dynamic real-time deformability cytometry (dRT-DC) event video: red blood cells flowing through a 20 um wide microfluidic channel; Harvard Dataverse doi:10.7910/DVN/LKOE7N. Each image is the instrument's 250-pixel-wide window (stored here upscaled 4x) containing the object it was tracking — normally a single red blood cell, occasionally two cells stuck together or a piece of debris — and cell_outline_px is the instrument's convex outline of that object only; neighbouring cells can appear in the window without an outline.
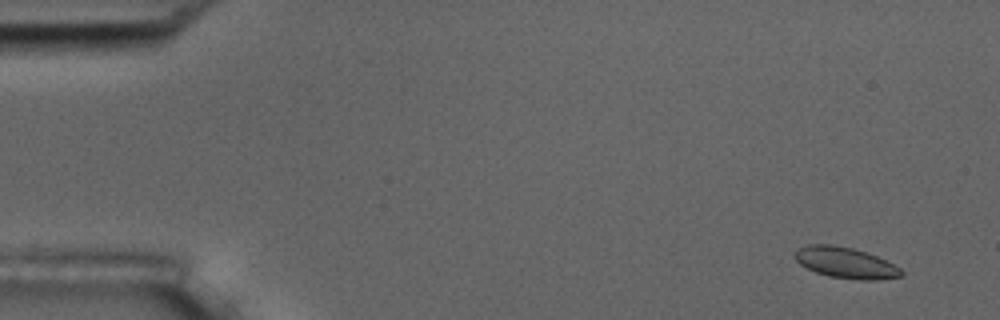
{"species": "common noctule bat (a hibernating species)", "species_latin": "Nyctalus noctula", "temperature_condition": "room temperature", "stored_images_in_passage": 6, "camera_frame_rate_fps": 3000, "um_per_image_px": 0.085, "animal": {"sex": "male", "body_mass_g": 17.5, "forearm_length_mm": 52.3}, "frame": {"image": 1, "passage_image": 1, "time_ms": 0.0, "image_size_px": [1000, 320], "cell_outline_px": [[904, 272], [900, 276], [876, 280], [860, 280], [828, 276], [816, 272], [800, 264], [792, 256], [800, 248], [808, 244], [832, 244], [852, 248], [876, 256], [900, 268]], "centroid_in_image_um": [71.84, 22.33], "position_along_channel_um": 13.2, "area_um2": 18.96}}
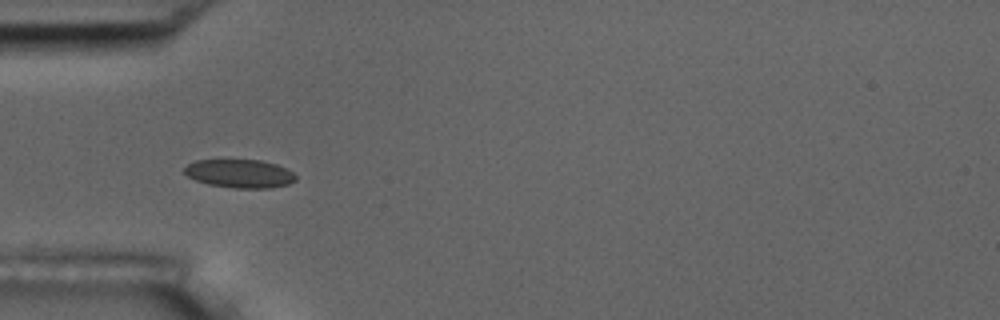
{"frame": {"image": 2, "passage_image": 5, "time_ms": 4.667, "image_size_px": [1000, 320], "cell_outline_px": [[296, 180], [288, 184], [272, 188], [232, 188], [208, 184], [196, 180], [188, 176], [184, 172], [184, 168], [188, 164], [196, 160], [260, 160], [276, 164], [292, 172], [296, 176]], "centroid_in_image_um": [20.37, 14.76], "position_along_channel_um": 64.6, "area_um2": 18.38}}